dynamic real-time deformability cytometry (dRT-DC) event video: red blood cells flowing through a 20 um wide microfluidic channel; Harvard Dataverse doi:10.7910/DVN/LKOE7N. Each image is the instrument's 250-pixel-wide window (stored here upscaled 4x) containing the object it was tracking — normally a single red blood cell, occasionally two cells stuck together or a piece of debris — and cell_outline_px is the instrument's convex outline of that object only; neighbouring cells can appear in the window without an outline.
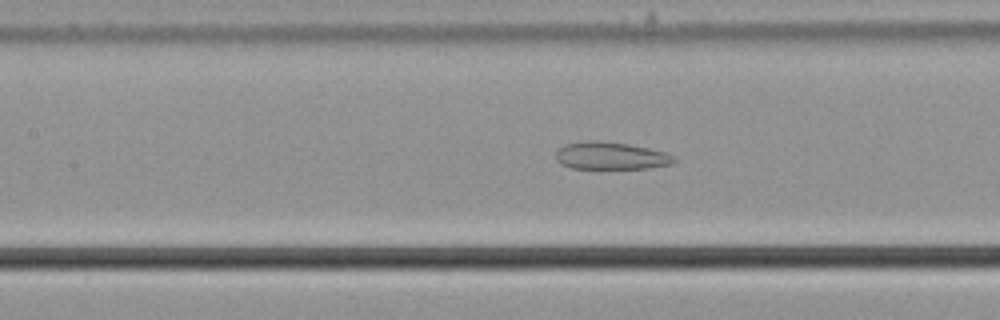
{"species": "common noctule bat (a hibernating species)", "species_latin": "Nyctalus noctula", "temperature_condition": "cold", "stored_images_in_passage": 55, "camera_frame_rate_fps": 3000, "um_per_image_px": 0.085, "animal": {"sex": "male", "body_mass_g": 21.5, "forearm_length_mm": 52.0}, "frame": {"image": 1, "passage_image": 25, "time_ms": 8.0, "image_size_px": [1000, 320], "cell_outline_px": [[676, 160], [672, 164], [648, 168], [572, 168], [560, 164], [556, 160], [556, 152], [564, 144], [588, 140], [596, 140], [628, 144], [668, 152]], "centroid_in_image_um": [51.91, 13.23], "position_along_channel_um": 155.5, "area_um2": 18.9}}
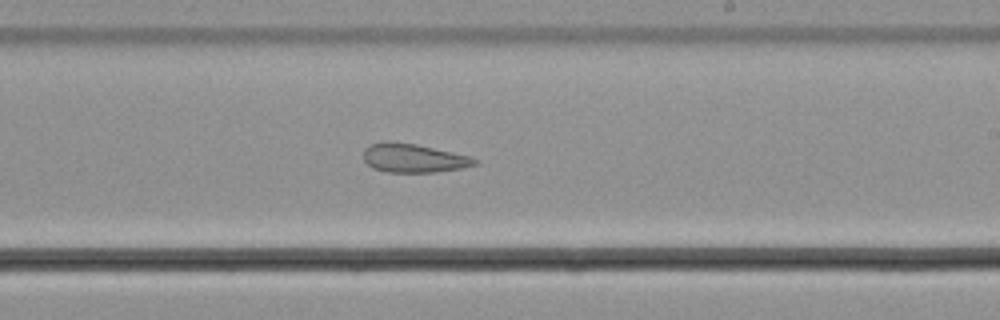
{"frame": {"image": 2, "passage_image": 33, "time_ms": 10.667, "image_size_px": [1000, 320], "cell_outline_px": [[480, 160], [476, 164], [460, 168], [436, 172], [388, 172], [372, 168], [364, 160], [364, 148], [368, 144], [384, 140], [388, 140], [416, 144], [468, 156]], "centroid_in_image_um": [35.08, 13.42], "position_along_channel_um": 253.9, "area_um2": 18.67}}
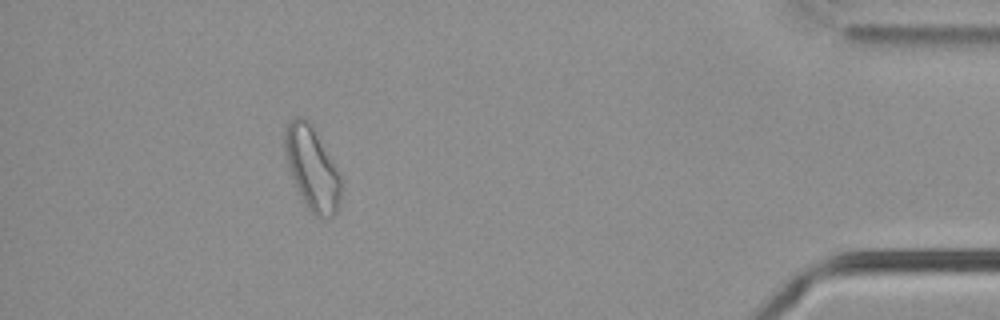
{"frame": {"image": 3, "passage_image": 50, "time_ms": 16.333, "image_size_px": [1000, 320], "cell_outline_px": [[340, 196], [336, 212], [332, 216], [316, 216], [308, 208], [296, 188], [288, 164], [284, 148], [284, 132], [292, 116], [304, 116], [312, 128], [332, 160], [340, 176]], "centroid_in_image_um": [26.49, 14.28], "position_along_channel_um": 408.7, "area_um2": 26.36}, "authors_computed_cell_mechanics": {"area_um2": 24.854, "velocity_mm_per_s": 3.7014, "shape_relaxation_time_tau1_ms": null, "shape_relaxation_time_tau2_ms": 2.9895, "deformation_change_tau1": null, "deformation_change_tau2": 0.0817}}